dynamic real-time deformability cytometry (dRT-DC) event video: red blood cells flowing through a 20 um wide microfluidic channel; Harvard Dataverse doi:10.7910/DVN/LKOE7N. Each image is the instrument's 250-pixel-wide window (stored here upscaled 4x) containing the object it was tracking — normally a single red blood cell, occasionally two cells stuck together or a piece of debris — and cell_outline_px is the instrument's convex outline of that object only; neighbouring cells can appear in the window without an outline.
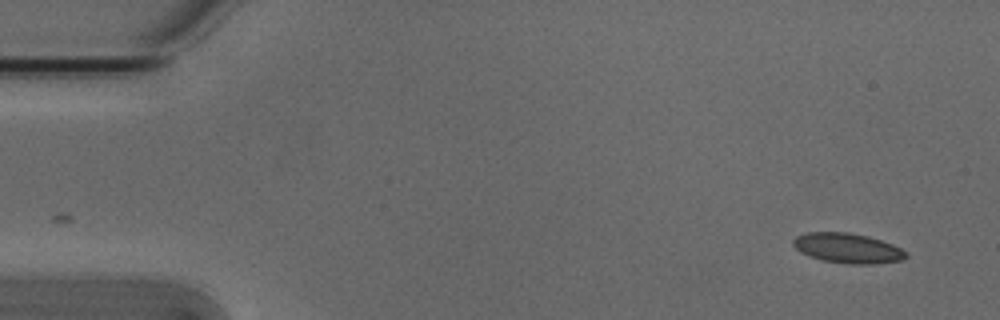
{"species": "Egyptian fruit bat (a non-hibernating species)", "species_latin": "Rousettus aegyptiacus", "temperature_condition": "cold", "stored_images_in_passage": 2, "camera_frame_rate_fps": 3000, "um_per_image_px": 0.085, "animal": {"sex": "male"}, "frame": {"image": 1, "passage_image": 2, "time_ms": 0.333, "image_size_px": [1000, 320], "cell_outline_px": [[908, 256], [900, 260], [876, 264], [848, 264], [820, 260], [808, 256], [800, 252], [792, 244], [792, 240], [796, 236], [808, 232], [848, 232], [868, 236], [892, 244], [908, 252]], "centroid_in_image_um": [72.03, 21.1], "position_along_channel_um": 13.0, "area_um2": 19.83}}